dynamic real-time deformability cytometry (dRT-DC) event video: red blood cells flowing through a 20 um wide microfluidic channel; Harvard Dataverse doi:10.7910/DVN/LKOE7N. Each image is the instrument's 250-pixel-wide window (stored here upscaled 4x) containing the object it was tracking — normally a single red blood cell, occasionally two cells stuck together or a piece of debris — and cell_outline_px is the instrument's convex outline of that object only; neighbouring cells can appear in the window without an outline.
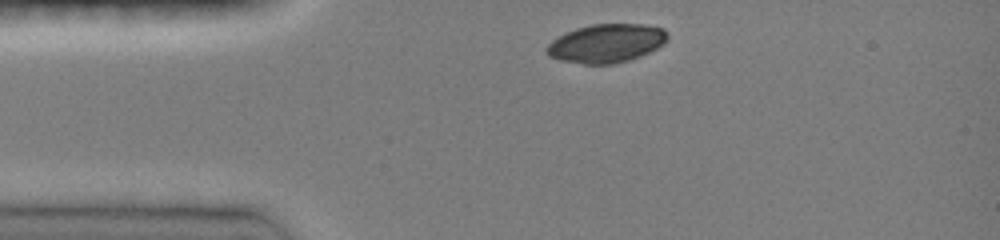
{"species": "common noctule bat (a hibernating species)", "species_latin": "Nyctalus noctula", "temperature_condition": "room temperature", "stored_images_in_passage": 2, "camera_frame_rate_fps": 3000, "um_per_image_px": 0.085, "animal": {"sex": "female", "body_mass_g": 19.0, "forearm_length_mm": 51.5}, "frame": {"image": 1, "passage_image": 1, "time_ms": 0.0, "image_size_px": [1000, 240], "cell_outline_px": [[668, 40], [664, 44], [640, 56], [628, 60], [612, 64], [584, 64], [560, 60], [548, 56], [544, 52], [544, 48], [552, 40], [576, 28], [592, 24], [640, 24], [664, 28], [668, 32]], "centroid_in_image_um": [51.53, 3.68], "position_along_channel_um": 33.5, "area_um2": 27.22}}